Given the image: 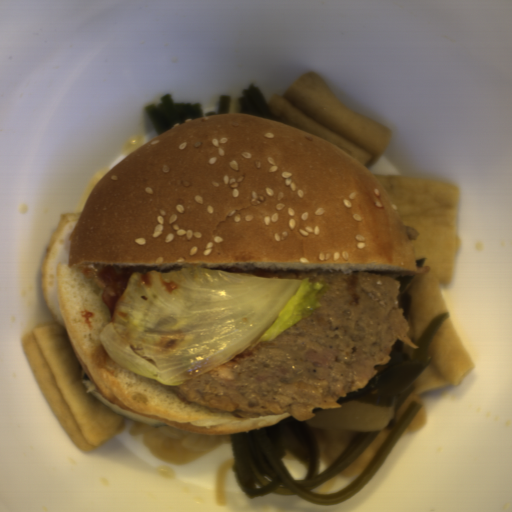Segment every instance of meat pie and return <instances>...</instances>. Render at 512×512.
Instances as JSON below:
<instances>
[{
    "mask_svg": "<svg viewBox=\"0 0 512 512\" xmlns=\"http://www.w3.org/2000/svg\"><path fill=\"white\" fill-rule=\"evenodd\" d=\"M257 277L324 281L323 305L275 338L241 352L228 362L180 384L165 387L188 403L240 418L276 414L304 421L314 409L343 405L348 393L369 384L390 363L400 340L420 349L407 333L410 322L399 307V277L426 274L392 272H274L211 268Z\"/></svg>",
    "mask_w": 512,
    "mask_h": 512,
    "instance_id": "meat-pie-1",
    "label": "meat pie"
}]
</instances>
